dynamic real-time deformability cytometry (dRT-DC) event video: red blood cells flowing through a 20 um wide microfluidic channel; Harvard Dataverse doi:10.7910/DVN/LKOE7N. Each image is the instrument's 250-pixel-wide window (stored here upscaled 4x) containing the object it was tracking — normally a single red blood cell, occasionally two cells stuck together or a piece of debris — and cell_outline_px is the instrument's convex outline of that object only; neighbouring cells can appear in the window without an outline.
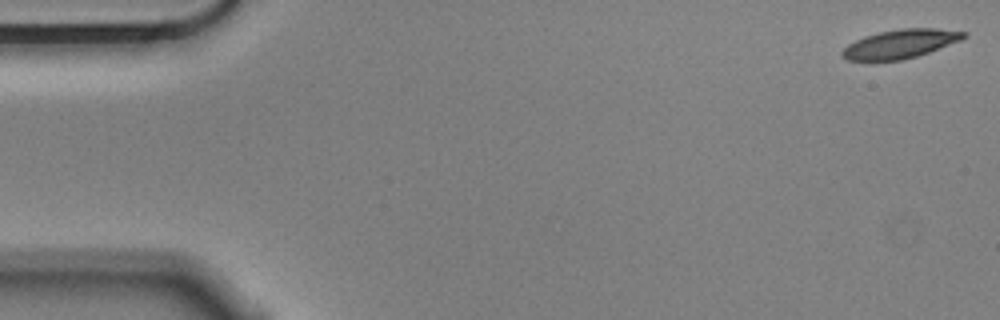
{"species": "Egyptian fruit bat (a non-hibernating species)", "species_latin": "Rousettus aegyptiacus", "temperature_condition": "cold", "stored_images_in_passage": 56, "camera_frame_rate_fps": 3000, "um_per_image_px": 0.085, "animal": {"sex": "male"}, "frame": {"image": 1, "passage_image": 1, "time_ms": 0.0, "image_size_px": [1000, 320], "cell_outline_px": [[968, 36], [960, 40], [928, 52], [904, 60], [848, 60], [840, 56], [840, 52], [848, 44], [864, 36], [880, 32], [900, 28], [936, 28], [968, 32]], "centroid_in_image_um": [76.52, 3.72], "position_along_channel_um": 8.5, "area_um2": 20.29}}
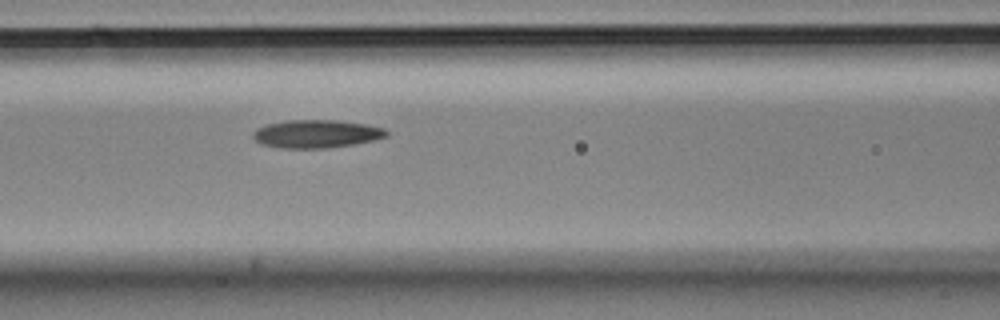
{"frame": {"image": 2, "passage_image": 23, "time_ms": 7.333, "image_size_px": [1000, 320], "cell_outline_px": [[388, 136], [372, 140], [352, 144], [328, 148], [280, 148], [260, 144], [252, 136], [252, 132], [256, 128], [268, 124], [288, 120], [336, 120], [364, 124], [384, 128], [388, 132]], "centroid_in_image_um": [26.85, 11.38], "position_along_channel_um": 139.7, "area_um2": 21.73}}
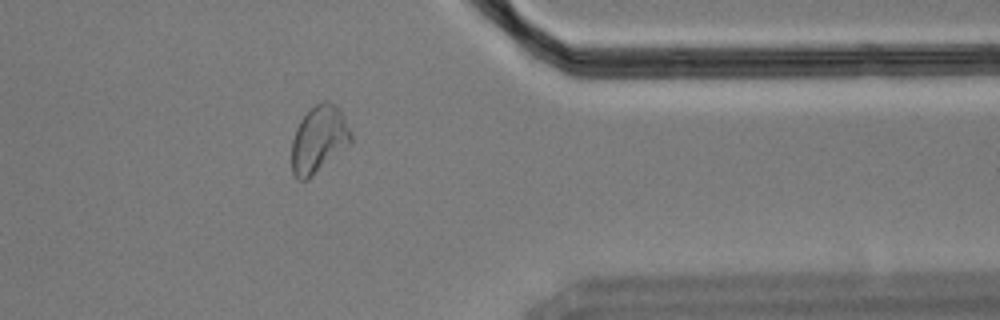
{"frame": {"image": 3, "passage_image": 45, "time_ms": 14.667, "image_size_px": [1000, 320], "cell_outline_px": [[352, 144], [308, 180], [296, 180], [292, 172], [292, 140], [296, 128], [300, 120], [320, 100], [328, 100], [336, 104], [340, 108], [352, 132]], "centroid_in_image_um": [27.13, 11.85], "position_along_channel_um": 384.3, "area_um2": 23.7}, "authors_computed_cell_mechanics": {"area_um2": 21.5594, "velocity_mm_per_s": 3.535, "shape_relaxation_time_tau1_ms": 8.9515, "shape_relaxation_time_tau2_ms": 3.5869, "deformation_change_tau1": 0.2025, "deformation_change_tau2": 0.103}}